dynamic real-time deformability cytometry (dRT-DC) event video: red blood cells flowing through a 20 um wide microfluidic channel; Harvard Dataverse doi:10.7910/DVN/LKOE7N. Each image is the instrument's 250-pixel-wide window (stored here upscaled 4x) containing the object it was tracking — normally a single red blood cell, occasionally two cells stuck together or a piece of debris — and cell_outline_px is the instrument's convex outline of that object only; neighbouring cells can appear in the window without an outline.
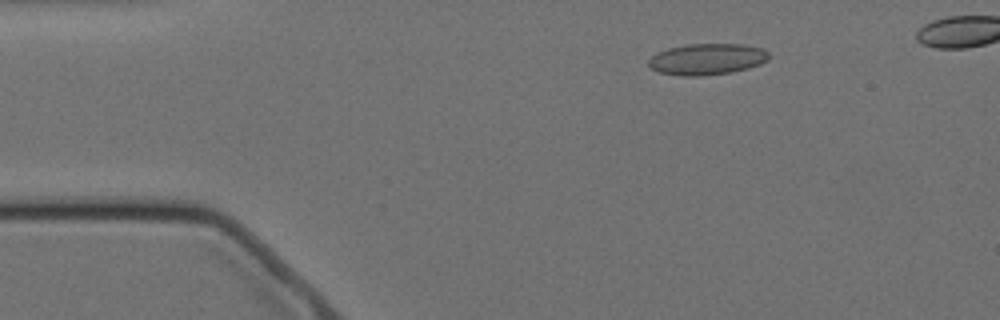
{"species": "Egyptian fruit bat (a non-hibernating species)", "species_latin": "Rousettus aegyptiacus", "temperature_condition": "cold", "stored_images_in_passage": 3, "camera_frame_rate_fps": 3000, "um_per_image_px": 0.085, "animal": {"sex": "female"}, "frame": {"image": 1, "passage_image": 1, "time_ms": 0.0, "image_size_px": [1000, 320], "cell_outline_px": [[768, 60], [760, 64], [748, 68], [732, 72], [700, 76], [684, 76], [660, 72], [652, 68], [648, 64], [648, 60], [656, 52], [668, 48], [688, 44], [740, 44], [760, 48], [768, 52]], "centroid_in_image_um": [60.08, 5.03], "position_along_channel_um": 24.9, "area_um2": 21.79}}